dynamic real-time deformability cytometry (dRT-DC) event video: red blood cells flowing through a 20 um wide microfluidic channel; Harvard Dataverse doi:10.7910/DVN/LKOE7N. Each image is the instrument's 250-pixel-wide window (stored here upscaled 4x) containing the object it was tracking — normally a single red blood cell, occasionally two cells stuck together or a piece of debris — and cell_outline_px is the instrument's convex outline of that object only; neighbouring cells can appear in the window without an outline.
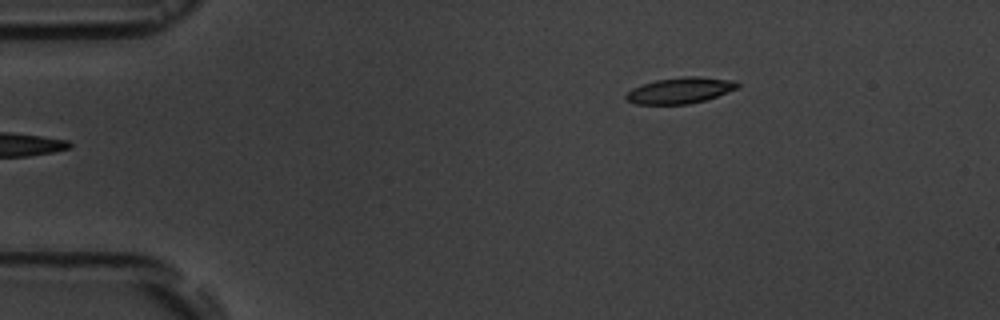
{"species": "common noctule bat (a hibernating species)", "species_latin": "Nyctalus noctula", "temperature_condition": "room temperature", "stored_images_in_passage": 2, "camera_frame_rate_fps": 3000, "um_per_image_px": 0.085, "animal": {"sex": "male", "body_mass_g": 19.5, "forearm_length_mm": 54.6}, "frame": {"image": 1, "passage_image": 2, "time_ms": 1.333, "image_size_px": [1000, 320], "cell_outline_px": [[740, 84], [736, 88], [716, 96], [704, 100], [688, 104], [636, 104], [624, 100], [624, 96], [632, 88], [640, 84], [656, 80], [684, 76], [700, 76], [736, 80]], "centroid_in_image_um": [57.77, 7.67], "position_along_channel_um": 27.2, "area_um2": 16.99}}